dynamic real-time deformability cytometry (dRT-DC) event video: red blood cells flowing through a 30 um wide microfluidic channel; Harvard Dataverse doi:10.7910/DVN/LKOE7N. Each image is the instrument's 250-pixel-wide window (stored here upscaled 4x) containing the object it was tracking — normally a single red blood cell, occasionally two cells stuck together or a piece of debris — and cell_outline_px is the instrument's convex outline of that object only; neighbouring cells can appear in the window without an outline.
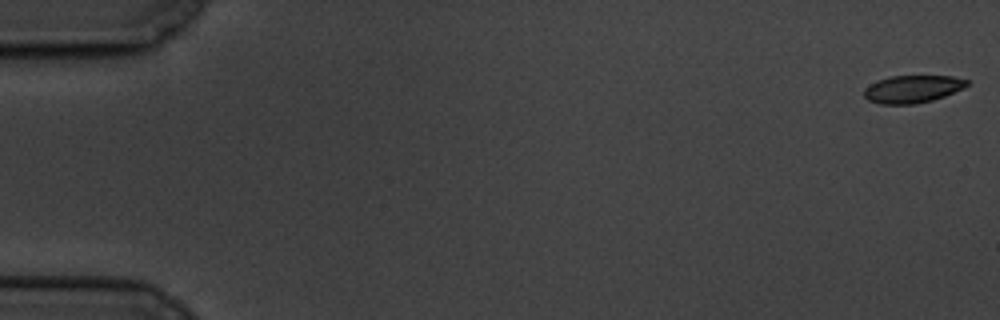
{"species": "common noctule bat (a hibernating species)", "species_latin": "Nyctalus noctula", "temperature_condition": "cold", "stored_images_in_passage": 6, "camera_frame_rate_fps": 3000, "um_per_image_px": 0.085, "animal": {"sex": "male", "body_mass_g": 19.5, "forearm_length_mm": 54.6}, "frame": {"image": 1, "passage_image": 1, "time_ms": 0.0, "image_size_px": [1000, 320], "cell_outline_px": [[968, 84], [964, 88], [944, 96], [932, 100], [916, 104], [880, 104], [868, 100], [864, 96], [864, 88], [880, 80], [892, 76], [952, 76], [968, 80]], "centroid_in_image_um": [77.57, 7.57], "position_along_channel_um": 7.4, "area_um2": 16.36}}
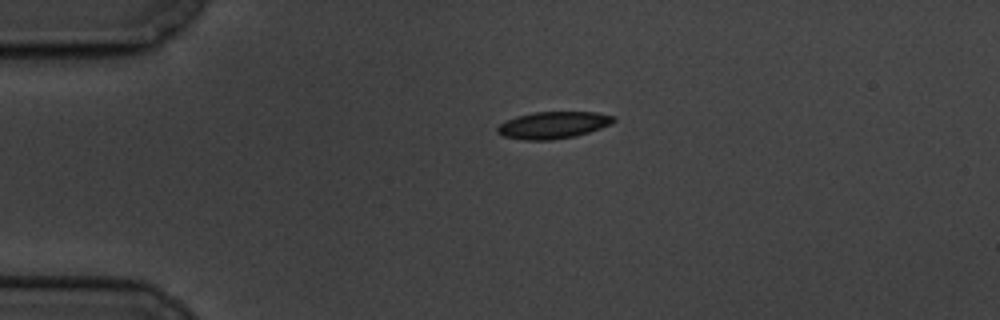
{"frame": {"image": 2, "passage_image": 5, "time_ms": 4.333, "image_size_px": [1000, 320], "cell_outline_px": [[616, 120], [612, 124], [576, 136], [552, 140], [524, 140], [504, 136], [496, 132], [496, 128], [500, 124], [516, 116], [532, 112], [596, 112], [616, 116]], "centroid_in_image_um": [47.04, 10.63], "position_along_channel_um": 38.0, "area_um2": 18.32}}